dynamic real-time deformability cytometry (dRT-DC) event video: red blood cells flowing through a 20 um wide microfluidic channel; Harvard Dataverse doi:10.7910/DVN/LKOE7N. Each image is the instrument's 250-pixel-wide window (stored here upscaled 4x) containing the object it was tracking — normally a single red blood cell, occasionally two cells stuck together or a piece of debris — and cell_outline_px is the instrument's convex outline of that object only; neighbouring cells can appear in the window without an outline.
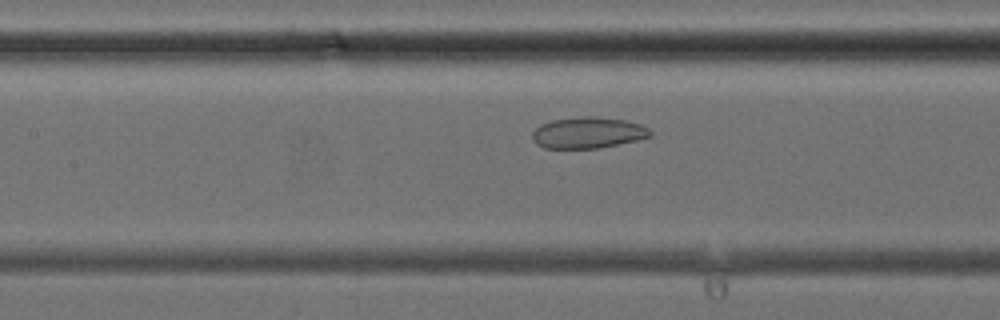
{"species": "common noctule bat (a hibernating species)", "species_latin": "Nyctalus noctula", "temperature_condition": "cold", "stored_images_in_passage": 36, "camera_frame_rate_fps": 3000, "um_per_image_px": 0.085, "animal": {"sex": "female", "body_mass_g": 24.6, "forearm_length_mm": 56.2}, "frame": {"image": 1, "passage_image": 13, "time_ms": 4.0, "image_size_px": [1000, 320], "cell_outline_px": [[652, 136], [636, 140], [600, 148], [544, 148], [536, 144], [532, 140], [532, 132], [540, 124], [552, 120], [584, 116], [592, 116], [624, 120], [640, 124], [648, 128], [652, 132]], "centroid_in_image_um": [49.95, 11.28], "position_along_channel_um": 157.4, "area_um2": 21.44}}
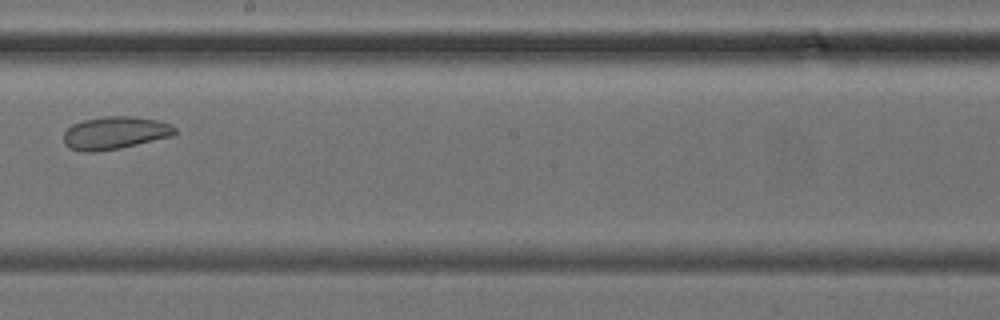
{"frame": {"image": 2, "passage_image": 18, "time_ms": 5.667, "image_size_px": [1000, 320], "cell_outline_px": [[176, 132], [172, 136], [120, 148], [96, 152], [84, 152], [68, 148], [64, 144], [64, 132], [72, 124], [84, 120], [104, 116], [132, 116], [156, 120], [168, 124], [176, 128]], "centroid_in_image_um": [9.73, 11.3], "position_along_channel_um": 238.5, "area_um2": 21.15}}
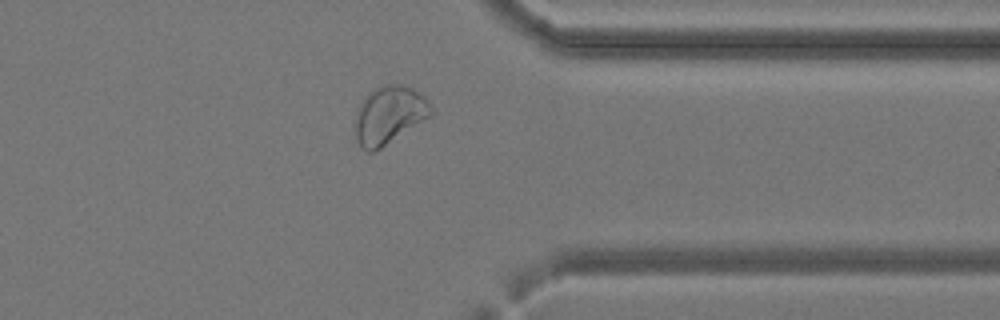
{"frame": {"image": 3, "passage_image": 27, "time_ms": 8.667, "image_size_px": [1000, 320], "cell_outline_px": [[432, 116], [380, 148], [372, 152], [368, 152], [356, 140], [356, 108], [364, 96], [376, 88], [384, 84], [400, 84], [412, 88], [420, 92], [428, 100], [432, 108]], "centroid_in_image_um": [33.09, 9.75], "position_along_channel_um": 378.3, "area_um2": 25.55}}